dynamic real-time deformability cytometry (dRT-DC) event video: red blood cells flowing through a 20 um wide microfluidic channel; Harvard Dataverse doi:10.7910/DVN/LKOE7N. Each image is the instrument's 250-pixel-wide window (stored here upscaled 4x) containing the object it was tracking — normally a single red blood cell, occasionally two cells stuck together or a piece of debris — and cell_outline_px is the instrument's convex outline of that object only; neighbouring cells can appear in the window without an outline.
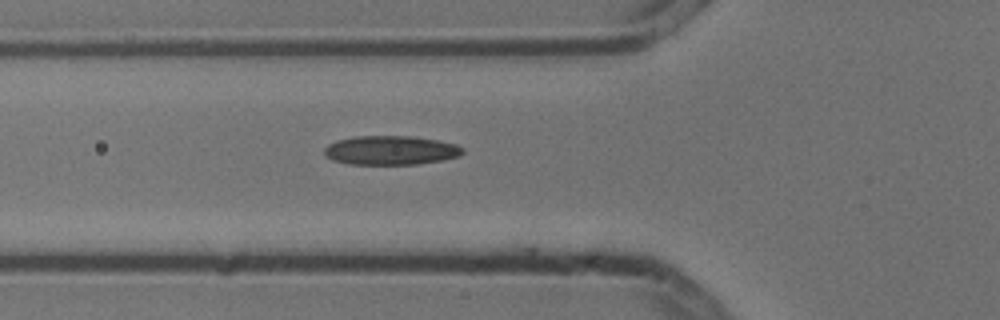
{"species": "common noctule bat (a hibernating species)", "species_latin": "Nyctalus noctula", "temperature_condition": "cold", "stored_images_in_passage": 2, "camera_frame_rate_fps": 3000, "um_per_image_px": 0.085, "animal": {"sex": "male", "body_mass_g": 13.3}, "frame": {"image": 1, "passage_image": 2, "time_ms": 0.333, "image_size_px": [1000, 320], "cell_outline_px": [[464, 152], [460, 156], [444, 160], [416, 164], [348, 164], [332, 160], [324, 156], [324, 148], [328, 144], [336, 140], [356, 136], [412, 136], [436, 140], [456, 144], [464, 148]], "centroid_in_image_um": [33.2, 12.78], "position_along_channel_um": 92.6, "area_um2": 23.64}}